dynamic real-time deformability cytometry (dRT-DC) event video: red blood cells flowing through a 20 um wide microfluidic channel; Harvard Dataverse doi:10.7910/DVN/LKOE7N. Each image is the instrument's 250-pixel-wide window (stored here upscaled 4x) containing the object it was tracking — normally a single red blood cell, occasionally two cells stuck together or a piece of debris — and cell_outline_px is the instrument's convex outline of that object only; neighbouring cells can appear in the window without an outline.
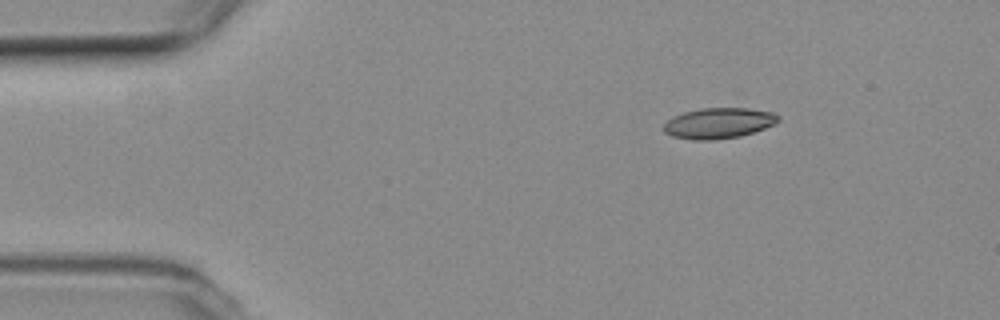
{"species": "common noctule bat (a hibernating species)", "species_latin": "Nyctalus noctula", "temperature_condition": "room temperature", "stored_images_in_passage": 2, "camera_frame_rate_fps": 3000, "um_per_image_px": 0.085, "animal": {"sex": "female", "body_mass_g": 19.3, "forearm_length_mm": 54.1}, "frame": {"image": 1, "passage_image": 1, "time_ms": 0.0, "image_size_px": [1000, 320], "cell_outline_px": [[780, 120], [776, 124], [740, 136], [716, 140], [692, 140], [672, 136], [664, 132], [664, 124], [668, 120], [684, 112], [700, 108], [748, 108], [772, 112], [780, 116]], "centroid_in_image_um": [61.11, 10.47], "position_along_channel_um": 23.9, "area_um2": 20.46}}